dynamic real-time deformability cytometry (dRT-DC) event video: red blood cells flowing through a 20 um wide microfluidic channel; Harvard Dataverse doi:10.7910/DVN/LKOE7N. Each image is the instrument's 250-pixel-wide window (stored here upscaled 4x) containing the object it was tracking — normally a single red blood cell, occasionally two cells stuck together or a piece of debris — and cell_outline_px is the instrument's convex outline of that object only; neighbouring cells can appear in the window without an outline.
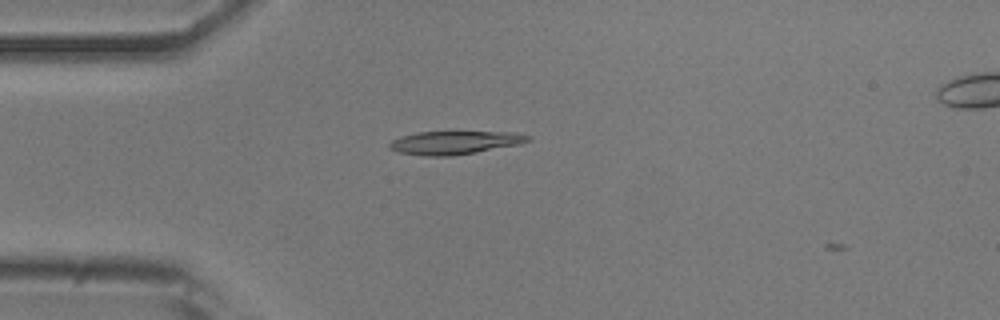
{"species": "common noctule bat (a hibernating species)", "species_latin": "Nyctalus noctula", "temperature_condition": "room temperature", "stored_images_in_passage": 40, "camera_frame_rate_fps": 3000, "um_per_image_px": 0.085, "animal": {"sex": "male", "body_mass_g": 20.5, "forearm_length_mm": 52.5}, "frame": {"image": 1, "passage_image": 4, "time_ms": 1.0, "image_size_px": [1000, 320], "cell_outline_px": [[532, 140], [520, 144], [476, 152], [452, 156], [424, 156], [400, 152], [388, 148], [388, 144], [392, 140], [400, 136], [416, 132], [512, 132], [532, 136]], "centroid_in_image_um": [38.65, 12.12], "position_along_channel_um": 46.4, "area_um2": 18.84}}
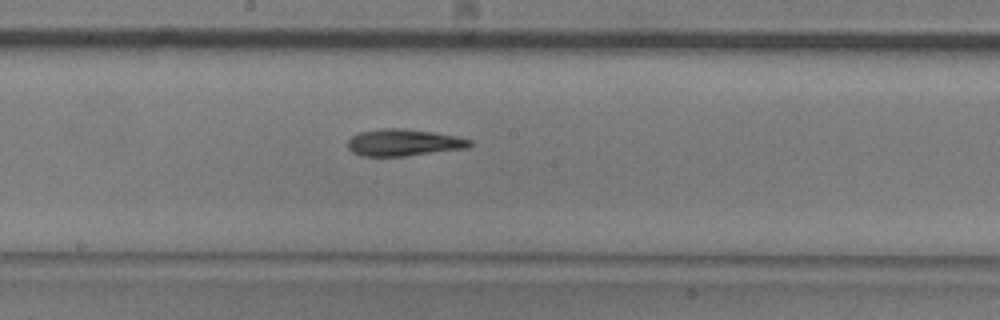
{"frame": {"image": 2, "passage_image": 18, "time_ms": 5.667, "image_size_px": [1000, 320], "cell_outline_px": [[472, 144], [468, 148], [404, 156], [360, 156], [352, 152], [348, 148], [348, 140], [352, 136], [360, 132], [388, 128], [404, 128], [432, 132], [456, 136], [472, 140]], "centroid_in_image_um": [34.31, 12.12], "position_along_channel_um": 213.9, "area_um2": 19.02}}
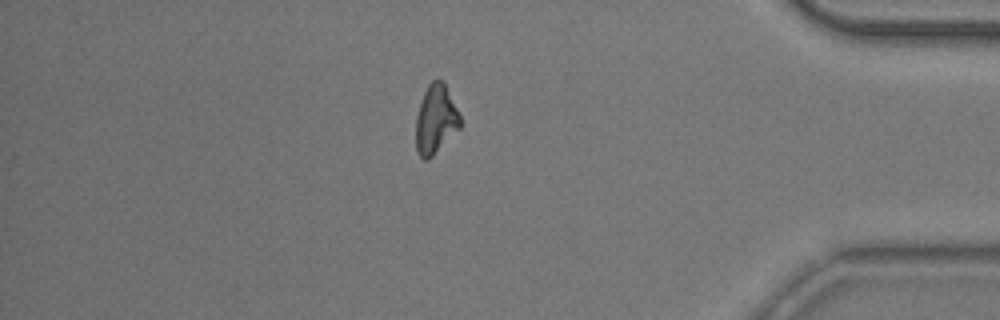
{"frame": {"image": 3, "passage_image": 35, "time_ms": 11.333, "image_size_px": [1000, 320], "cell_outline_px": [[460, 128], [428, 160], [424, 160], [416, 152], [416, 116], [420, 100], [428, 84], [432, 80], [440, 80], [444, 84], [460, 116]], "centroid_in_image_um": [37.0, 10.18], "position_along_channel_um": 398.2, "area_um2": 17.57}}